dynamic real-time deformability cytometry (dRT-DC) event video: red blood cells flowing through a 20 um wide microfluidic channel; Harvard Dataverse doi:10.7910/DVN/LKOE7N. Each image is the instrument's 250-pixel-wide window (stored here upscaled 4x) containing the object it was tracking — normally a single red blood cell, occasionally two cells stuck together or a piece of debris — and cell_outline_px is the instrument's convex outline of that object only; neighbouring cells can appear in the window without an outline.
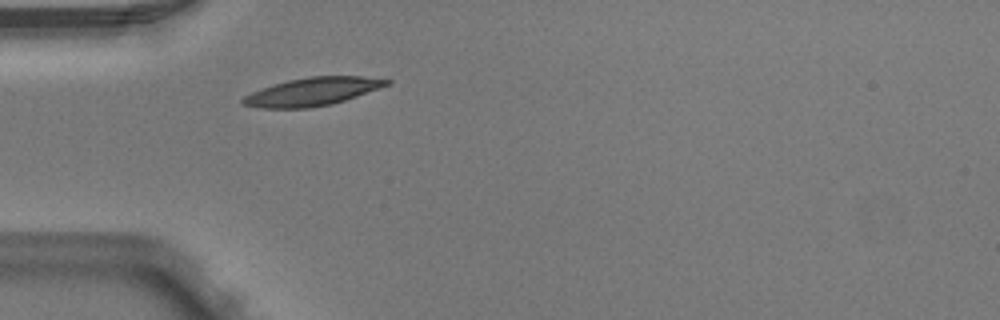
{"species": "Egyptian fruit bat (a non-hibernating species)", "species_latin": "Rousettus aegyptiacus", "temperature_condition": "warm", "stored_images_in_passage": 1, "camera_frame_rate_fps": 3000, "um_per_image_px": 0.085, "animal": {"sex": "male"}, "frame": {"image": 1, "passage_image": 1, "time_ms": 0.0, "image_size_px": [1000, 320], "cell_outline_px": [[392, 84], [332, 104], [308, 108], [260, 108], [240, 104], [240, 100], [244, 96], [252, 92], [272, 84], [288, 80], [308, 76], [360, 76], [392, 80]], "centroid_in_image_um": [26.53, 7.79], "position_along_channel_um": 58.5, "area_um2": 23.58}}